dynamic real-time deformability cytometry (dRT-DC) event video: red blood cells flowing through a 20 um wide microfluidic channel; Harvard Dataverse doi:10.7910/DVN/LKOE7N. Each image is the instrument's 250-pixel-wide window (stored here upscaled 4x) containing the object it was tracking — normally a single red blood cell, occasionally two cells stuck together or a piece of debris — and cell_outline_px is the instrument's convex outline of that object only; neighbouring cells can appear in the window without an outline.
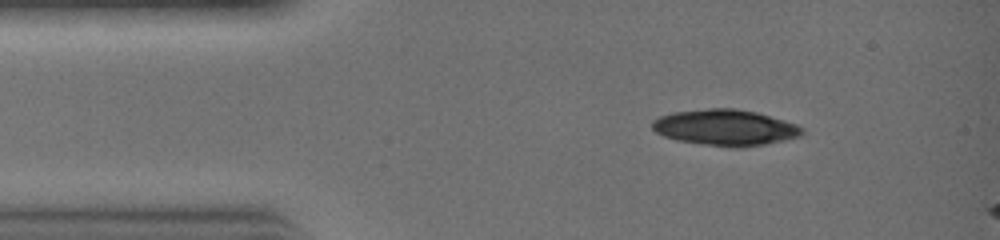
{"species": "common noctule bat (a hibernating species)", "species_latin": "Nyctalus noctula", "temperature_condition": "warm", "stored_images_in_passage": 7, "camera_frame_rate_fps": 3000, "um_per_image_px": 0.085, "animal": {"sex": "female", "body_mass_g": 19.0, "forearm_length_mm": 51.5}, "frame": {"image": 1, "passage_image": 3, "time_ms": 0.667, "image_size_px": [1000, 240], "cell_outline_px": [[804, 132], [800, 136], [784, 140], [764, 144], [740, 148], [728, 148], [676, 140], [664, 136], [656, 132], [652, 128], [652, 120], [660, 116], [672, 112], [708, 108], [732, 108], [756, 112], [784, 120], [796, 124], [804, 128]], "centroid_in_image_um": [61.64, 10.85], "position_along_channel_um": 23.4, "area_um2": 31.62}}